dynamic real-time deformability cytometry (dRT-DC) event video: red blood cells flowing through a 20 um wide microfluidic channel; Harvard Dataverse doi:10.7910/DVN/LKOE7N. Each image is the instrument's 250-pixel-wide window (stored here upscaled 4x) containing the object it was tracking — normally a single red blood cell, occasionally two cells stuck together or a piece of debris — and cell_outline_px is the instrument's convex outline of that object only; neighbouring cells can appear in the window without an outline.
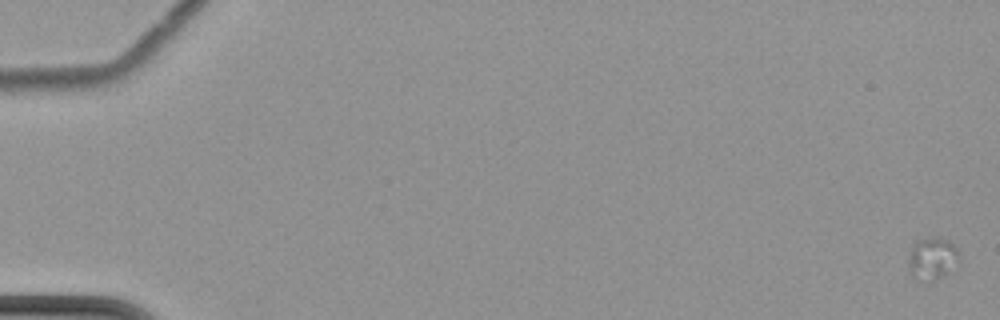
{"species": "common noctule bat (a hibernating species)", "species_latin": "Nyctalus noctula", "temperature_condition": "cold", "stored_images_in_passage": 17, "camera_frame_rate_fps": 3000, "um_per_image_px": 0.085, "animal": {"sex": "female", "body_mass_g": 22.7, "forearm_length_mm": 54.2}, "frame": {"image": 1, "passage_image": 1, "time_ms": 0.0, "image_size_px": [1000, 320], "cell_outline_px": [[960, 260], [944, 276], [928, 284], [916, 280], [912, 276], [912, 244], [916, 240], [932, 236], [940, 236], [948, 240], [960, 252]], "centroid_in_image_um": [79.31, 21.98], "position_along_channel_um": 5.7, "area_um2": 12.6}}
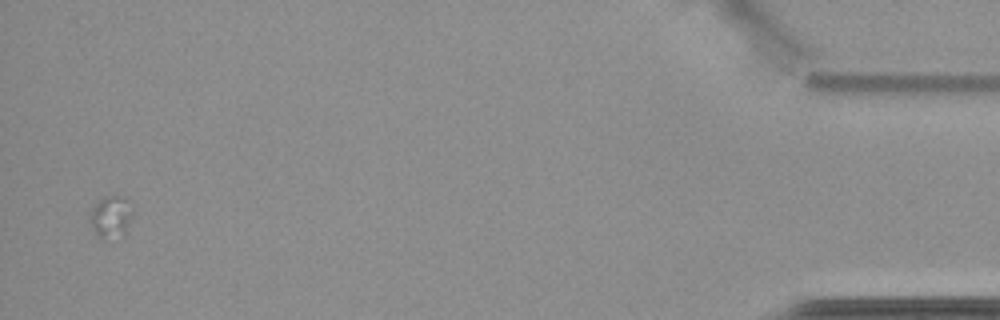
{"frame": {"image": 2, "passage_image": 17, "time_ms": 21.0, "image_size_px": [1000, 320], "cell_outline_px": [[136, 208], [124, 236], [120, 240], [100, 240], [92, 228], [88, 220], [88, 216], [96, 204], [104, 196], [124, 196]], "centroid_in_image_um": [9.48, 18.49], "position_along_channel_um": 425.7, "area_um2": 11.27}}